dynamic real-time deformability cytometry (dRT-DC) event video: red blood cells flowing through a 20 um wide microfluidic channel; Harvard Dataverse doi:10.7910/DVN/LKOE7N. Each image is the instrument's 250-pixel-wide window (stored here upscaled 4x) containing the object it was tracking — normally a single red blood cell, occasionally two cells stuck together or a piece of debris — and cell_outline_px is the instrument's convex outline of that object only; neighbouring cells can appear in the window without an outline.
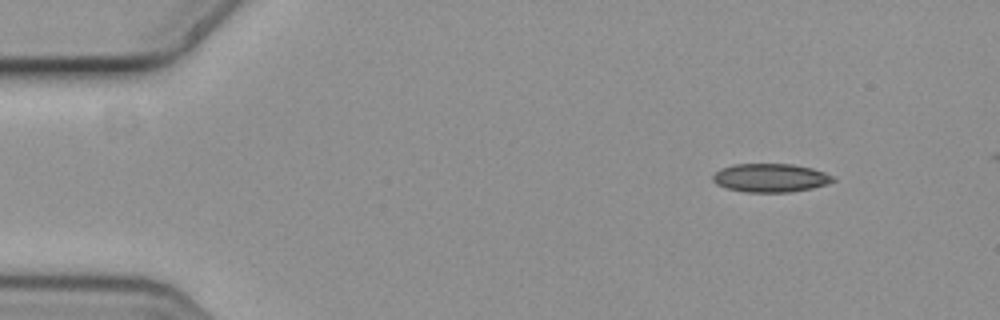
{"species": "common noctule bat (a hibernating species)", "species_latin": "Nyctalus noctula", "temperature_condition": "cold", "stored_images_in_passage": 4, "camera_frame_rate_fps": 3000, "um_per_image_px": 0.085, "animal": {"sex": "female", "body_mass_g": 19.3, "forearm_length_mm": 54.1}, "frame": {"image": 1, "passage_image": 1, "time_ms": 0.0, "image_size_px": [1000, 320], "cell_outline_px": [[836, 180], [812, 188], [792, 192], [748, 192], [728, 188], [716, 184], [712, 180], [712, 176], [720, 168], [732, 164], [792, 164], [812, 168], [824, 172], [832, 176]], "centroid_in_image_um": [65.46, 15.11], "position_along_channel_um": 19.5, "area_um2": 19.88}}
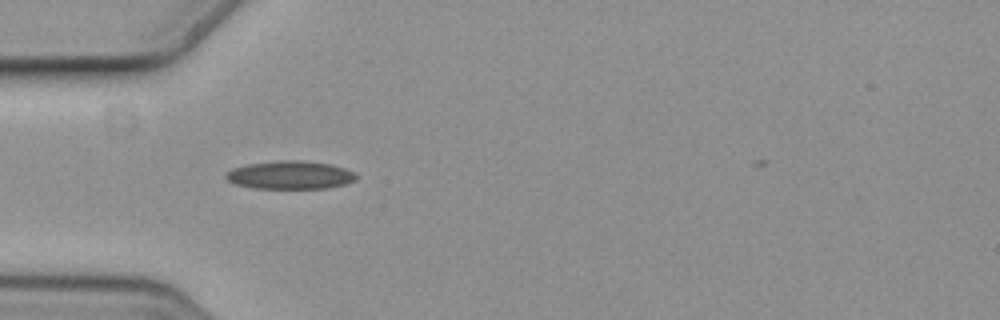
{"frame": {"image": 2, "passage_image": 4, "time_ms": 1.0, "image_size_px": [1000, 320], "cell_outline_px": [[356, 180], [344, 184], [328, 188], [252, 188], [236, 184], [228, 180], [224, 176], [232, 168], [248, 164], [280, 160], [304, 160], [332, 164], [344, 168], [352, 172], [356, 176]], "centroid_in_image_um": [24.66, 14.87], "position_along_channel_um": 60.3, "area_um2": 21.33}}